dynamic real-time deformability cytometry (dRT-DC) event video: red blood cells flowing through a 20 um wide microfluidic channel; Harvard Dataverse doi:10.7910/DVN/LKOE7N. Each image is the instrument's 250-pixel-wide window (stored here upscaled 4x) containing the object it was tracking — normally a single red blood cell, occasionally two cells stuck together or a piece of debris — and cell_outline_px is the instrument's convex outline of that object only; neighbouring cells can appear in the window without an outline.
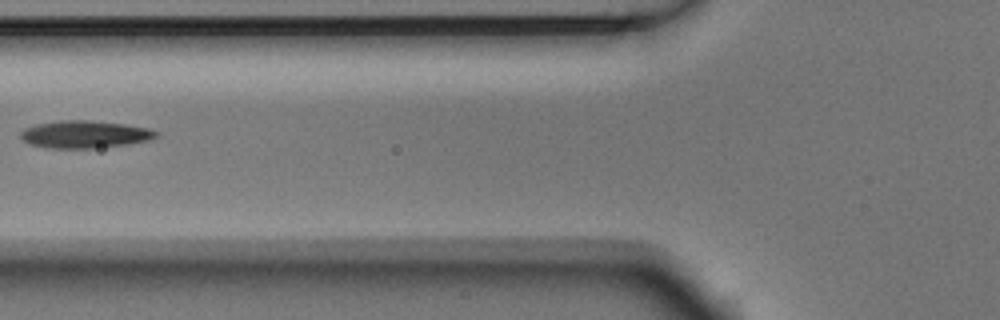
{"species": "Egyptian fruit bat (a non-hibernating species)", "species_latin": "Rousettus aegyptiacus", "temperature_condition": "room temperature", "stored_images_in_passage": 3, "camera_frame_rate_fps": 3000, "um_per_image_px": 0.085, "animal": {"sex": "male"}, "frame": {"image": 1, "passage_image": 3, "time_ms": 0.667, "image_size_px": [1000, 320], "cell_outline_px": [[160, 136], [148, 140], [128, 144], [92, 148], [52, 148], [32, 144], [24, 140], [20, 136], [20, 132], [24, 128], [36, 124], [60, 120], [88, 120], [124, 124], [148, 128], [160, 132]], "centroid_in_image_um": [7.24, 11.41], "position_along_channel_um": 118.6, "area_um2": 21.56}}